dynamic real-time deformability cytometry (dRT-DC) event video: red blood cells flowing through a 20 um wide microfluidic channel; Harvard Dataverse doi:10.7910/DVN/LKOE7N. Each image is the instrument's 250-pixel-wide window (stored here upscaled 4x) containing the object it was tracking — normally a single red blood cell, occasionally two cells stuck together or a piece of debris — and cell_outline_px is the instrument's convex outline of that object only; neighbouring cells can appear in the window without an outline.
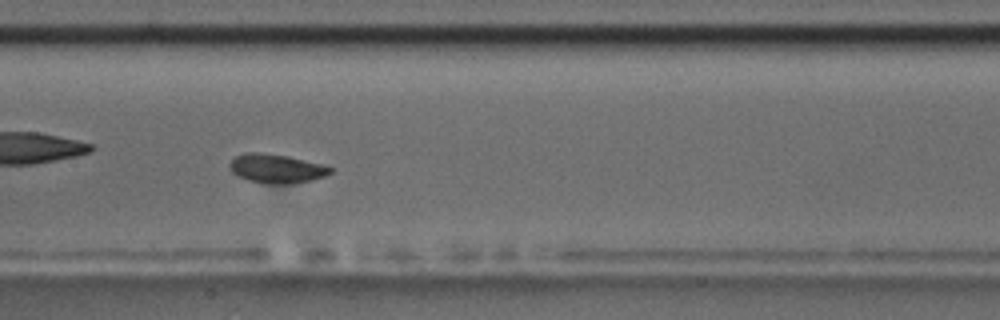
{"species": "common noctule bat (a hibernating species)", "species_latin": "Nyctalus noctula", "temperature_condition": "room temperature", "stored_images_in_passage": 9, "camera_frame_rate_fps": 3000, "um_per_image_px": 0.085, "animal": {"sex": "male", "body_mass_g": 17.5, "forearm_length_mm": 52.3}, "frame": {"image": 1, "passage_image": 8, "time_ms": 8.0, "image_size_px": [1000, 320], "cell_outline_px": [[332, 172], [324, 176], [312, 180], [292, 184], [268, 184], [248, 180], [236, 176], [228, 168], [228, 164], [236, 156], [244, 152], [260, 152], [288, 156], [324, 164], [332, 168]], "centroid_in_image_um": [23.48, 14.33], "position_along_channel_um": 183.9, "area_um2": 17.28}}